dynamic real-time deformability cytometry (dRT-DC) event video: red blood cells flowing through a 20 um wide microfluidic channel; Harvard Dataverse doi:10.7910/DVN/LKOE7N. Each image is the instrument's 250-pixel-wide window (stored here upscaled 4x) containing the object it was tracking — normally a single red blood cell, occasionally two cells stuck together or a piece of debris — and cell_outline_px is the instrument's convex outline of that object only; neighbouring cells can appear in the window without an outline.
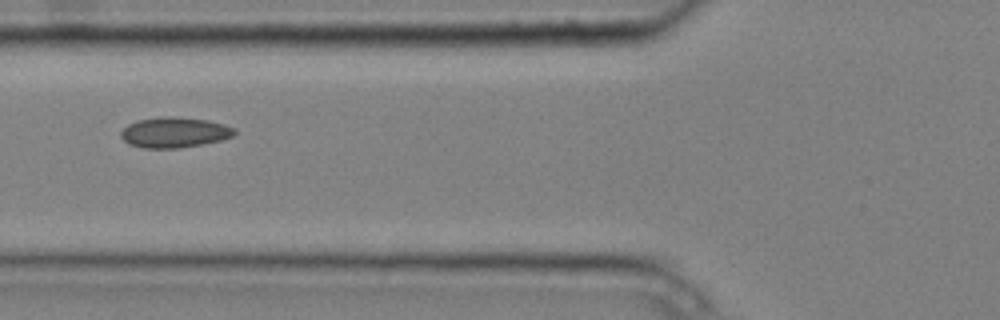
{"species": "common noctule bat (a hibernating species)", "species_latin": "Nyctalus noctula", "temperature_condition": "cold", "stored_images_in_passage": 8, "camera_frame_rate_fps": 3000, "um_per_image_px": 0.085, "animal": {"sex": "male", "body_mass_g": 20.4}, "frame": {"image": 1, "passage_image": 6, "time_ms": 1.667, "image_size_px": [1000, 320], "cell_outline_px": [[236, 132], [232, 136], [220, 140], [204, 144], [180, 148], [144, 148], [128, 144], [120, 136], [120, 132], [128, 124], [136, 120], [160, 116], [172, 116], [208, 120], [224, 124], [236, 128]], "centroid_in_image_um": [14.81, 11.25], "position_along_channel_um": 111.0, "area_um2": 20.35}}
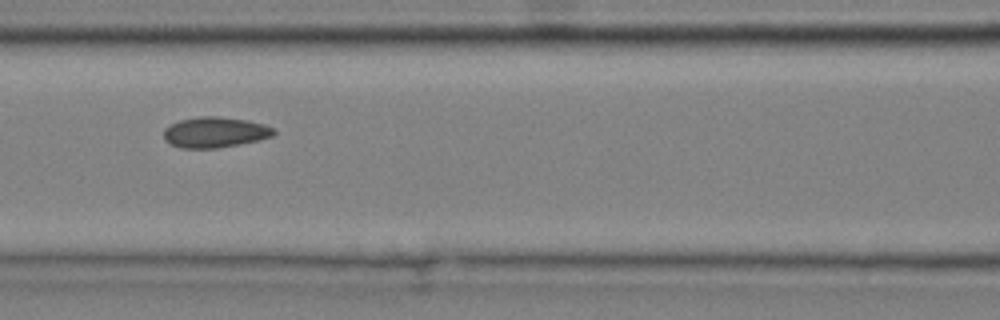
{"frame": {"image": 2, "passage_image": 7, "time_ms": 2.0, "image_size_px": [1000, 320], "cell_outline_px": [[276, 132], [272, 136], [256, 140], [216, 148], [180, 148], [164, 140], [164, 128], [180, 120], [200, 116], [216, 116], [248, 120], [264, 124], [272, 128]], "centroid_in_image_um": [18.24, 11.23], "position_along_channel_um": 148.4, "area_um2": 19.36}}
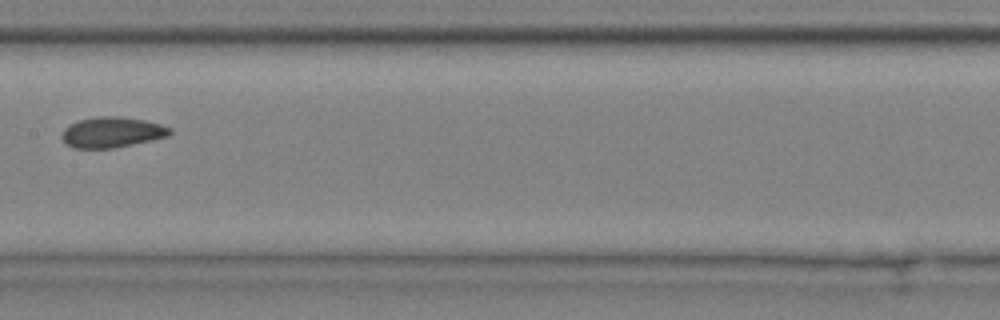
{"frame": {"image": 3, "passage_image": 8, "time_ms": 2.333, "image_size_px": [1000, 320], "cell_outline_px": [[172, 132], [168, 136], [152, 140], [112, 148], [72, 148], [64, 144], [60, 136], [64, 128], [68, 124], [80, 120], [100, 116], [120, 116], [144, 120], [160, 124], [172, 128]], "centroid_in_image_um": [9.48, 11.24], "position_along_channel_um": 197.9, "area_um2": 19.36}}